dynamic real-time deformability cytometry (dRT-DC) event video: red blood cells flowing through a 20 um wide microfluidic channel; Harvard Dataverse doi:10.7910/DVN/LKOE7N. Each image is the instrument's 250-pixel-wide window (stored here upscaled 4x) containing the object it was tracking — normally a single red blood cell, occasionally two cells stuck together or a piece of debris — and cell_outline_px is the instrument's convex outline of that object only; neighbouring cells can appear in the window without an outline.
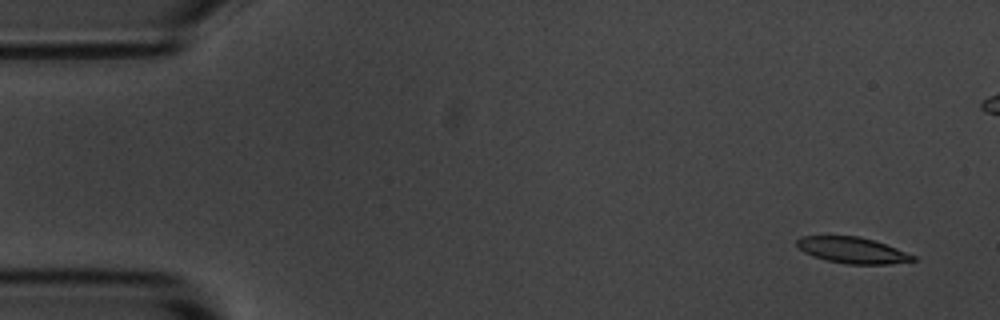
{"species": "common noctule bat (a hibernating species)", "species_latin": "Nyctalus noctula", "temperature_condition": "room temperature", "stored_images_in_passage": 13, "camera_frame_rate_fps": 3000, "um_per_image_px": 0.085, "animal": {"sex": "male", "body_mass_g": 20.1, "forearm_length_mm": 53.5}, "frame": {"image": 1, "passage_image": 1, "time_ms": 0.0, "image_size_px": [1000, 320], "cell_outline_px": [[920, 260], [892, 264], [848, 264], [828, 260], [812, 256], [804, 252], [796, 244], [796, 240], [800, 236], [856, 236], [872, 240], [896, 248], [916, 256]], "centroid_in_image_um": [72.48, 21.28], "position_along_channel_um": 12.5, "area_um2": 17.57}}